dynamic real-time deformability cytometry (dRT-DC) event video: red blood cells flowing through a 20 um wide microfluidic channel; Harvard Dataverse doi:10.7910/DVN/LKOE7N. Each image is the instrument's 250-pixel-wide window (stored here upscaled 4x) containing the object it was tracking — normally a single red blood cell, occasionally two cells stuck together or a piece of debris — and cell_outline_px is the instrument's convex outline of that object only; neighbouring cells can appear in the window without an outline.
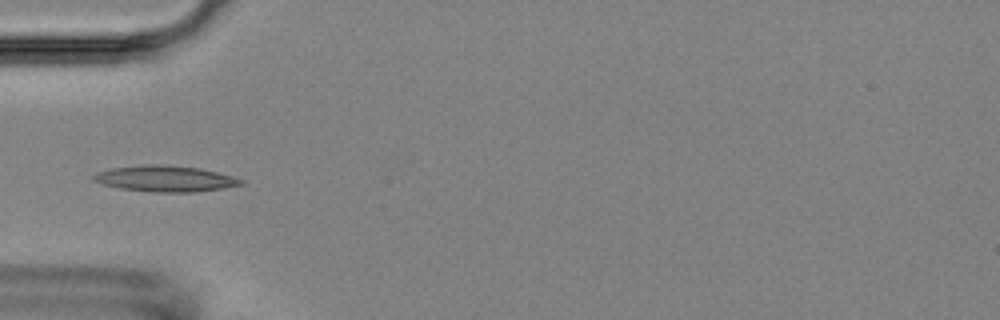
{"species": "Egyptian fruit bat (a non-hibernating species)", "species_latin": "Rousettus aegyptiacus", "temperature_condition": "room temperature", "stored_images_in_passage": 5, "camera_frame_rate_fps": 3000, "um_per_image_px": 0.085, "animal": {"sex": "female"}, "frame": {"image": 1, "passage_image": 5, "time_ms": 4.667, "image_size_px": [1000, 320], "cell_outline_px": [[244, 184], [196, 192], [152, 192], [120, 188], [104, 184], [92, 180], [92, 176], [96, 172], [112, 168], [144, 164], [164, 164], [200, 168], [232, 176], [244, 180]], "centroid_in_image_um": [14.02, 15.18], "position_along_channel_um": 71.0, "area_um2": 22.31}}